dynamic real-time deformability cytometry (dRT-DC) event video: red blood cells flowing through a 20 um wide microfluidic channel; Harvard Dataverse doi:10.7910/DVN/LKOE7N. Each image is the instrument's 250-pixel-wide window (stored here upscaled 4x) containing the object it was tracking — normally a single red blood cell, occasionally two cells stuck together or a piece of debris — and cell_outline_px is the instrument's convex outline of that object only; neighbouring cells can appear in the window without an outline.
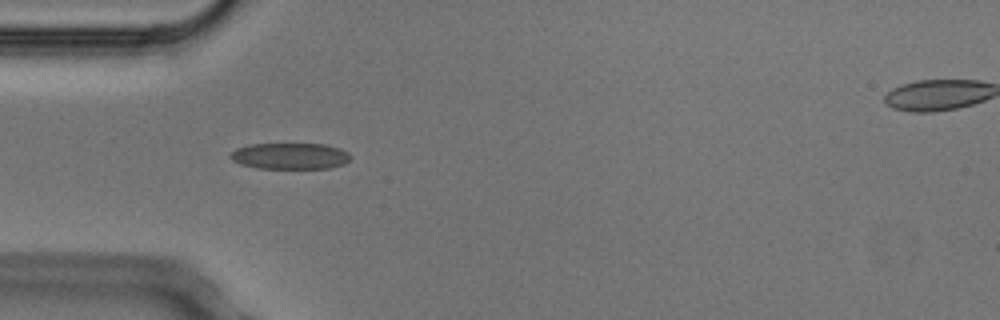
{"species": "Egyptian fruit bat (a non-hibernating species)", "species_latin": "Rousettus aegyptiacus", "temperature_condition": "cold", "stored_images_in_passage": 2, "camera_frame_rate_fps": 3000, "um_per_image_px": 0.085, "animal": {"sex": "male"}, "frame": {"image": 1, "passage_image": 1, "time_ms": 0.0, "image_size_px": [1000, 320], "cell_outline_px": [[352, 156], [344, 164], [328, 168], [260, 168], [240, 164], [232, 160], [228, 156], [236, 148], [248, 144], [324, 144], [340, 148], [348, 152]], "centroid_in_image_um": [24.65, 13.25], "position_along_channel_um": 60.4, "area_um2": 18.38}}
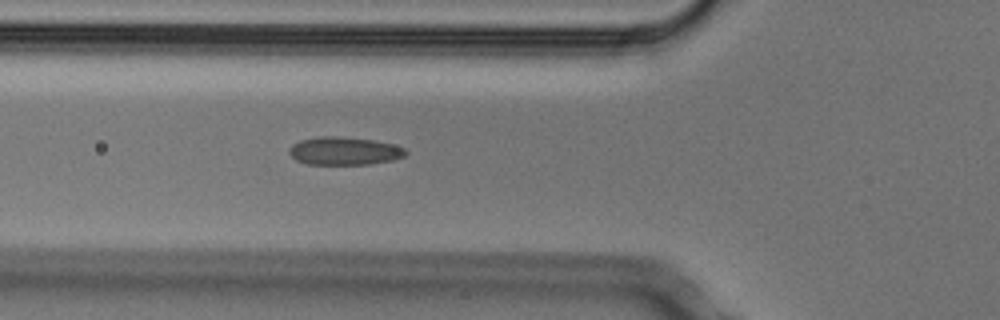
{"frame": {"image": 2, "passage_image": 2, "time_ms": 0.333, "image_size_px": [1000, 320], "cell_outline_px": [[408, 152], [404, 156], [392, 160], [368, 164], [308, 164], [296, 160], [288, 152], [288, 148], [292, 144], [300, 140], [320, 136], [332, 136], [372, 140], [392, 144], [404, 148]], "centroid_in_image_um": [29.23, 12.83], "position_along_channel_um": 96.6, "area_um2": 18.84}}